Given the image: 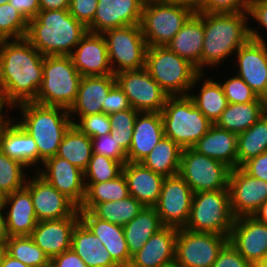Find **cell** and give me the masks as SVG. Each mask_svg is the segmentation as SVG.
Masks as SVG:
<instances>
[{
  "label": "cell",
  "mask_w": 267,
  "mask_h": 267,
  "mask_svg": "<svg viewBox=\"0 0 267 267\" xmlns=\"http://www.w3.org/2000/svg\"><path fill=\"white\" fill-rule=\"evenodd\" d=\"M43 63L44 56L26 38L0 40V92L11 108L36 99Z\"/></svg>",
  "instance_id": "obj_1"
},
{
  "label": "cell",
  "mask_w": 267,
  "mask_h": 267,
  "mask_svg": "<svg viewBox=\"0 0 267 267\" xmlns=\"http://www.w3.org/2000/svg\"><path fill=\"white\" fill-rule=\"evenodd\" d=\"M88 32L68 9L40 10L28 23L26 39L43 55H70Z\"/></svg>",
  "instance_id": "obj_2"
},
{
  "label": "cell",
  "mask_w": 267,
  "mask_h": 267,
  "mask_svg": "<svg viewBox=\"0 0 267 267\" xmlns=\"http://www.w3.org/2000/svg\"><path fill=\"white\" fill-rule=\"evenodd\" d=\"M204 22V41L201 54V73L206 65L220 64L237 52L249 39L247 12L200 13Z\"/></svg>",
  "instance_id": "obj_3"
},
{
  "label": "cell",
  "mask_w": 267,
  "mask_h": 267,
  "mask_svg": "<svg viewBox=\"0 0 267 267\" xmlns=\"http://www.w3.org/2000/svg\"><path fill=\"white\" fill-rule=\"evenodd\" d=\"M22 120L18 124L32 136L43 162L57 154L65 133L73 125L69 110L60 106H46L35 102L18 104Z\"/></svg>",
  "instance_id": "obj_4"
},
{
  "label": "cell",
  "mask_w": 267,
  "mask_h": 267,
  "mask_svg": "<svg viewBox=\"0 0 267 267\" xmlns=\"http://www.w3.org/2000/svg\"><path fill=\"white\" fill-rule=\"evenodd\" d=\"M145 68L169 96L189 95L188 90L204 75L167 46L148 47Z\"/></svg>",
  "instance_id": "obj_5"
},
{
  "label": "cell",
  "mask_w": 267,
  "mask_h": 267,
  "mask_svg": "<svg viewBox=\"0 0 267 267\" xmlns=\"http://www.w3.org/2000/svg\"><path fill=\"white\" fill-rule=\"evenodd\" d=\"M165 137L182 149L192 148L213 123L207 119L187 96H169L161 111Z\"/></svg>",
  "instance_id": "obj_6"
},
{
  "label": "cell",
  "mask_w": 267,
  "mask_h": 267,
  "mask_svg": "<svg viewBox=\"0 0 267 267\" xmlns=\"http://www.w3.org/2000/svg\"><path fill=\"white\" fill-rule=\"evenodd\" d=\"M81 78L69 55L44 56L42 85L33 102L69 110L76 101Z\"/></svg>",
  "instance_id": "obj_7"
},
{
  "label": "cell",
  "mask_w": 267,
  "mask_h": 267,
  "mask_svg": "<svg viewBox=\"0 0 267 267\" xmlns=\"http://www.w3.org/2000/svg\"><path fill=\"white\" fill-rule=\"evenodd\" d=\"M194 12L171 0H146L140 26L147 46H166Z\"/></svg>",
  "instance_id": "obj_8"
},
{
  "label": "cell",
  "mask_w": 267,
  "mask_h": 267,
  "mask_svg": "<svg viewBox=\"0 0 267 267\" xmlns=\"http://www.w3.org/2000/svg\"><path fill=\"white\" fill-rule=\"evenodd\" d=\"M235 217L228 189L193 194L190 216L185 229L229 236Z\"/></svg>",
  "instance_id": "obj_9"
},
{
  "label": "cell",
  "mask_w": 267,
  "mask_h": 267,
  "mask_svg": "<svg viewBox=\"0 0 267 267\" xmlns=\"http://www.w3.org/2000/svg\"><path fill=\"white\" fill-rule=\"evenodd\" d=\"M113 74L145 67L147 43L140 24L110 29L102 33ZM117 62V65L115 66Z\"/></svg>",
  "instance_id": "obj_10"
},
{
  "label": "cell",
  "mask_w": 267,
  "mask_h": 267,
  "mask_svg": "<svg viewBox=\"0 0 267 267\" xmlns=\"http://www.w3.org/2000/svg\"><path fill=\"white\" fill-rule=\"evenodd\" d=\"M230 171L225 163L193 148L182 149L179 175L194 193L228 189Z\"/></svg>",
  "instance_id": "obj_11"
},
{
  "label": "cell",
  "mask_w": 267,
  "mask_h": 267,
  "mask_svg": "<svg viewBox=\"0 0 267 267\" xmlns=\"http://www.w3.org/2000/svg\"><path fill=\"white\" fill-rule=\"evenodd\" d=\"M228 237L178 228L175 263L180 267H212Z\"/></svg>",
  "instance_id": "obj_12"
},
{
  "label": "cell",
  "mask_w": 267,
  "mask_h": 267,
  "mask_svg": "<svg viewBox=\"0 0 267 267\" xmlns=\"http://www.w3.org/2000/svg\"><path fill=\"white\" fill-rule=\"evenodd\" d=\"M116 83L138 112H161L169 95L150 76L146 68L115 74Z\"/></svg>",
  "instance_id": "obj_13"
},
{
  "label": "cell",
  "mask_w": 267,
  "mask_h": 267,
  "mask_svg": "<svg viewBox=\"0 0 267 267\" xmlns=\"http://www.w3.org/2000/svg\"><path fill=\"white\" fill-rule=\"evenodd\" d=\"M194 192L179 175L165 177L154 206L164 226L184 228L188 222Z\"/></svg>",
  "instance_id": "obj_14"
},
{
  "label": "cell",
  "mask_w": 267,
  "mask_h": 267,
  "mask_svg": "<svg viewBox=\"0 0 267 267\" xmlns=\"http://www.w3.org/2000/svg\"><path fill=\"white\" fill-rule=\"evenodd\" d=\"M228 241L253 267L267 258V224L253 216L235 218Z\"/></svg>",
  "instance_id": "obj_15"
},
{
  "label": "cell",
  "mask_w": 267,
  "mask_h": 267,
  "mask_svg": "<svg viewBox=\"0 0 267 267\" xmlns=\"http://www.w3.org/2000/svg\"><path fill=\"white\" fill-rule=\"evenodd\" d=\"M228 188L235 218L253 216L267 200V182L250 176L241 167L231 169Z\"/></svg>",
  "instance_id": "obj_16"
},
{
  "label": "cell",
  "mask_w": 267,
  "mask_h": 267,
  "mask_svg": "<svg viewBox=\"0 0 267 267\" xmlns=\"http://www.w3.org/2000/svg\"><path fill=\"white\" fill-rule=\"evenodd\" d=\"M253 29L249 27L250 39L236 52L239 66L236 75L259 97L267 82V45L258 31Z\"/></svg>",
  "instance_id": "obj_17"
},
{
  "label": "cell",
  "mask_w": 267,
  "mask_h": 267,
  "mask_svg": "<svg viewBox=\"0 0 267 267\" xmlns=\"http://www.w3.org/2000/svg\"><path fill=\"white\" fill-rule=\"evenodd\" d=\"M38 221L80 216L79 208L38 173L25 184Z\"/></svg>",
  "instance_id": "obj_18"
},
{
  "label": "cell",
  "mask_w": 267,
  "mask_h": 267,
  "mask_svg": "<svg viewBox=\"0 0 267 267\" xmlns=\"http://www.w3.org/2000/svg\"><path fill=\"white\" fill-rule=\"evenodd\" d=\"M43 165L45 171L36 173L80 208L86 195L84 172L56 155L46 159Z\"/></svg>",
  "instance_id": "obj_19"
},
{
  "label": "cell",
  "mask_w": 267,
  "mask_h": 267,
  "mask_svg": "<svg viewBox=\"0 0 267 267\" xmlns=\"http://www.w3.org/2000/svg\"><path fill=\"white\" fill-rule=\"evenodd\" d=\"M145 0H98L92 23L87 27L91 33H100L141 23Z\"/></svg>",
  "instance_id": "obj_20"
},
{
  "label": "cell",
  "mask_w": 267,
  "mask_h": 267,
  "mask_svg": "<svg viewBox=\"0 0 267 267\" xmlns=\"http://www.w3.org/2000/svg\"><path fill=\"white\" fill-rule=\"evenodd\" d=\"M76 46L69 56L82 77L113 74L102 34L88 31Z\"/></svg>",
  "instance_id": "obj_21"
},
{
  "label": "cell",
  "mask_w": 267,
  "mask_h": 267,
  "mask_svg": "<svg viewBox=\"0 0 267 267\" xmlns=\"http://www.w3.org/2000/svg\"><path fill=\"white\" fill-rule=\"evenodd\" d=\"M80 216L38 221L30 237L51 260L71 248L72 233Z\"/></svg>",
  "instance_id": "obj_22"
},
{
  "label": "cell",
  "mask_w": 267,
  "mask_h": 267,
  "mask_svg": "<svg viewBox=\"0 0 267 267\" xmlns=\"http://www.w3.org/2000/svg\"><path fill=\"white\" fill-rule=\"evenodd\" d=\"M178 228L164 226L132 256L129 267H162L175 262Z\"/></svg>",
  "instance_id": "obj_23"
},
{
  "label": "cell",
  "mask_w": 267,
  "mask_h": 267,
  "mask_svg": "<svg viewBox=\"0 0 267 267\" xmlns=\"http://www.w3.org/2000/svg\"><path fill=\"white\" fill-rule=\"evenodd\" d=\"M164 136L161 112H139L127 152L128 162H141Z\"/></svg>",
  "instance_id": "obj_24"
},
{
  "label": "cell",
  "mask_w": 267,
  "mask_h": 267,
  "mask_svg": "<svg viewBox=\"0 0 267 267\" xmlns=\"http://www.w3.org/2000/svg\"><path fill=\"white\" fill-rule=\"evenodd\" d=\"M80 220L97 236L120 267H129V254L123 227L95 217L89 210H79Z\"/></svg>",
  "instance_id": "obj_25"
},
{
  "label": "cell",
  "mask_w": 267,
  "mask_h": 267,
  "mask_svg": "<svg viewBox=\"0 0 267 267\" xmlns=\"http://www.w3.org/2000/svg\"><path fill=\"white\" fill-rule=\"evenodd\" d=\"M129 194L143 206L154 207L160 197L164 176L153 172L141 162H126L123 165Z\"/></svg>",
  "instance_id": "obj_26"
},
{
  "label": "cell",
  "mask_w": 267,
  "mask_h": 267,
  "mask_svg": "<svg viewBox=\"0 0 267 267\" xmlns=\"http://www.w3.org/2000/svg\"><path fill=\"white\" fill-rule=\"evenodd\" d=\"M114 74L103 76H85L79 83L76 101L69 109V114L87 116L103 112L102 103L109 91L116 85Z\"/></svg>",
  "instance_id": "obj_27"
},
{
  "label": "cell",
  "mask_w": 267,
  "mask_h": 267,
  "mask_svg": "<svg viewBox=\"0 0 267 267\" xmlns=\"http://www.w3.org/2000/svg\"><path fill=\"white\" fill-rule=\"evenodd\" d=\"M10 204L5 220L7 233L12 236H30L38 223L30 192L24 187L7 194L4 207Z\"/></svg>",
  "instance_id": "obj_28"
},
{
  "label": "cell",
  "mask_w": 267,
  "mask_h": 267,
  "mask_svg": "<svg viewBox=\"0 0 267 267\" xmlns=\"http://www.w3.org/2000/svg\"><path fill=\"white\" fill-rule=\"evenodd\" d=\"M203 41L204 22L194 12L166 46L180 57L188 60L201 73Z\"/></svg>",
  "instance_id": "obj_29"
},
{
  "label": "cell",
  "mask_w": 267,
  "mask_h": 267,
  "mask_svg": "<svg viewBox=\"0 0 267 267\" xmlns=\"http://www.w3.org/2000/svg\"><path fill=\"white\" fill-rule=\"evenodd\" d=\"M0 150L26 167L39 164V153L34 139L17 122L12 123L11 119L0 129Z\"/></svg>",
  "instance_id": "obj_30"
},
{
  "label": "cell",
  "mask_w": 267,
  "mask_h": 267,
  "mask_svg": "<svg viewBox=\"0 0 267 267\" xmlns=\"http://www.w3.org/2000/svg\"><path fill=\"white\" fill-rule=\"evenodd\" d=\"M198 153L237 168V134L213 124L192 147Z\"/></svg>",
  "instance_id": "obj_31"
},
{
  "label": "cell",
  "mask_w": 267,
  "mask_h": 267,
  "mask_svg": "<svg viewBox=\"0 0 267 267\" xmlns=\"http://www.w3.org/2000/svg\"><path fill=\"white\" fill-rule=\"evenodd\" d=\"M71 248L87 267H120L101 240L81 220L73 230Z\"/></svg>",
  "instance_id": "obj_32"
},
{
  "label": "cell",
  "mask_w": 267,
  "mask_h": 267,
  "mask_svg": "<svg viewBox=\"0 0 267 267\" xmlns=\"http://www.w3.org/2000/svg\"><path fill=\"white\" fill-rule=\"evenodd\" d=\"M163 227L156 208L144 206L137 216L123 226L130 256L137 253Z\"/></svg>",
  "instance_id": "obj_33"
},
{
  "label": "cell",
  "mask_w": 267,
  "mask_h": 267,
  "mask_svg": "<svg viewBox=\"0 0 267 267\" xmlns=\"http://www.w3.org/2000/svg\"><path fill=\"white\" fill-rule=\"evenodd\" d=\"M182 148L171 138L163 137L141 163L164 177L179 174Z\"/></svg>",
  "instance_id": "obj_34"
},
{
  "label": "cell",
  "mask_w": 267,
  "mask_h": 267,
  "mask_svg": "<svg viewBox=\"0 0 267 267\" xmlns=\"http://www.w3.org/2000/svg\"><path fill=\"white\" fill-rule=\"evenodd\" d=\"M262 115L260 101L228 103L215 124L238 135L249 129Z\"/></svg>",
  "instance_id": "obj_35"
},
{
  "label": "cell",
  "mask_w": 267,
  "mask_h": 267,
  "mask_svg": "<svg viewBox=\"0 0 267 267\" xmlns=\"http://www.w3.org/2000/svg\"><path fill=\"white\" fill-rule=\"evenodd\" d=\"M92 153V139L83 134L75 125H72L65 133L56 156L66 159L84 171Z\"/></svg>",
  "instance_id": "obj_36"
},
{
  "label": "cell",
  "mask_w": 267,
  "mask_h": 267,
  "mask_svg": "<svg viewBox=\"0 0 267 267\" xmlns=\"http://www.w3.org/2000/svg\"><path fill=\"white\" fill-rule=\"evenodd\" d=\"M267 151V115L237 135V167Z\"/></svg>",
  "instance_id": "obj_37"
},
{
  "label": "cell",
  "mask_w": 267,
  "mask_h": 267,
  "mask_svg": "<svg viewBox=\"0 0 267 267\" xmlns=\"http://www.w3.org/2000/svg\"><path fill=\"white\" fill-rule=\"evenodd\" d=\"M85 188V199L79 210L90 211L98 203L119 201L130 196L128 184L123 173L106 182H85Z\"/></svg>",
  "instance_id": "obj_38"
},
{
  "label": "cell",
  "mask_w": 267,
  "mask_h": 267,
  "mask_svg": "<svg viewBox=\"0 0 267 267\" xmlns=\"http://www.w3.org/2000/svg\"><path fill=\"white\" fill-rule=\"evenodd\" d=\"M203 82L199 95L189 94L188 96L200 109L201 113L215 124L222 112L226 109L228 101L223 92L221 83H217L211 80V78Z\"/></svg>",
  "instance_id": "obj_39"
},
{
  "label": "cell",
  "mask_w": 267,
  "mask_h": 267,
  "mask_svg": "<svg viewBox=\"0 0 267 267\" xmlns=\"http://www.w3.org/2000/svg\"><path fill=\"white\" fill-rule=\"evenodd\" d=\"M143 205L131 195L119 201L96 204L90 212L99 219L124 226L143 209Z\"/></svg>",
  "instance_id": "obj_40"
},
{
  "label": "cell",
  "mask_w": 267,
  "mask_h": 267,
  "mask_svg": "<svg viewBox=\"0 0 267 267\" xmlns=\"http://www.w3.org/2000/svg\"><path fill=\"white\" fill-rule=\"evenodd\" d=\"M5 251L13 258L30 267H43L51 261L30 236L9 237Z\"/></svg>",
  "instance_id": "obj_41"
},
{
  "label": "cell",
  "mask_w": 267,
  "mask_h": 267,
  "mask_svg": "<svg viewBox=\"0 0 267 267\" xmlns=\"http://www.w3.org/2000/svg\"><path fill=\"white\" fill-rule=\"evenodd\" d=\"M29 21L9 2L0 5V40L25 38Z\"/></svg>",
  "instance_id": "obj_42"
},
{
  "label": "cell",
  "mask_w": 267,
  "mask_h": 267,
  "mask_svg": "<svg viewBox=\"0 0 267 267\" xmlns=\"http://www.w3.org/2000/svg\"><path fill=\"white\" fill-rule=\"evenodd\" d=\"M123 165L109 157L92 153L91 159L84 172L87 183H100L115 179L122 173Z\"/></svg>",
  "instance_id": "obj_43"
},
{
  "label": "cell",
  "mask_w": 267,
  "mask_h": 267,
  "mask_svg": "<svg viewBox=\"0 0 267 267\" xmlns=\"http://www.w3.org/2000/svg\"><path fill=\"white\" fill-rule=\"evenodd\" d=\"M138 113L137 110L130 108L108 115L111 125L110 134L126 152L130 149Z\"/></svg>",
  "instance_id": "obj_44"
},
{
  "label": "cell",
  "mask_w": 267,
  "mask_h": 267,
  "mask_svg": "<svg viewBox=\"0 0 267 267\" xmlns=\"http://www.w3.org/2000/svg\"><path fill=\"white\" fill-rule=\"evenodd\" d=\"M24 166L21 162L8 157L0 150V187L7 193H13L25 187Z\"/></svg>",
  "instance_id": "obj_45"
},
{
  "label": "cell",
  "mask_w": 267,
  "mask_h": 267,
  "mask_svg": "<svg viewBox=\"0 0 267 267\" xmlns=\"http://www.w3.org/2000/svg\"><path fill=\"white\" fill-rule=\"evenodd\" d=\"M228 103H250L259 101L257 94L239 76L229 77L221 84Z\"/></svg>",
  "instance_id": "obj_46"
},
{
  "label": "cell",
  "mask_w": 267,
  "mask_h": 267,
  "mask_svg": "<svg viewBox=\"0 0 267 267\" xmlns=\"http://www.w3.org/2000/svg\"><path fill=\"white\" fill-rule=\"evenodd\" d=\"M73 125L90 138L102 136L111 131L109 116L103 112L82 116L79 123L73 120Z\"/></svg>",
  "instance_id": "obj_47"
},
{
  "label": "cell",
  "mask_w": 267,
  "mask_h": 267,
  "mask_svg": "<svg viewBox=\"0 0 267 267\" xmlns=\"http://www.w3.org/2000/svg\"><path fill=\"white\" fill-rule=\"evenodd\" d=\"M93 153L104 155L124 165L127 160V152L111 136L110 133L91 138Z\"/></svg>",
  "instance_id": "obj_48"
},
{
  "label": "cell",
  "mask_w": 267,
  "mask_h": 267,
  "mask_svg": "<svg viewBox=\"0 0 267 267\" xmlns=\"http://www.w3.org/2000/svg\"><path fill=\"white\" fill-rule=\"evenodd\" d=\"M250 0H203L200 13H237L247 12Z\"/></svg>",
  "instance_id": "obj_49"
},
{
  "label": "cell",
  "mask_w": 267,
  "mask_h": 267,
  "mask_svg": "<svg viewBox=\"0 0 267 267\" xmlns=\"http://www.w3.org/2000/svg\"><path fill=\"white\" fill-rule=\"evenodd\" d=\"M98 0H70L69 13L86 28L92 23Z\"/></svg>",
  "instance_id": "obj_50"
},
{
  "label": "cell",
  "mask_w": 267,
  "mask_h": 267,
  "mask_svg": "<svg viewBox=\"0 0 267 267\" xmlns=\"http://www.w3.org/2000/svg\"><path fill=\"white\" fill-rule=\"evenodd\" d=\"M212 267H253L228 241Z\"/></svg>",
  "instance_id": "obj_51"
},
{
  "label": "cell",
  "mask_w": 267,
  "mask_h": 267,
  "mask_svg": "<svg viewBox=\"0 0 267 267\" xmlns=\"http://www.w3.org/2000/svg\"><path fill=\"white\" fill-rule=\"evenodd\" d=\"M103 113L110 115L132 108L124 91L116 84L105 97L102 103Z\"/></svg>",
  "instance_id": "obj_52"
},
{
  "label": "cell",
  "mask_w": 267,
  "mask_h": 267,
  "mask_svg": "<svg viewBox=\"0 0 267 267\" xmlns=\"http://www.w3.org/2000/svg\"><path fill=\"white\" fill-rule=\"evenodd\" d=\"M241 168L250 176L267 182V151L249 159Z\"/></svg>",
  "instance_id": "obj_53"
},
{
  "label": "cell",
  "mask_w": 267,
  "mask_h": 267,
  "mask_svg": "<svg viewBox=\"0 0 267 267\" xmlns=\"http://www.w3.org/2000/svg\"><path fill=\"white\" fill-rule=\"evenodd\" d=\"M50 262L54 267H87L72 248L53 257Z\"/></svg>",
  "instance_id": "obj_54"
},
{
  "label": "cell",
  "mask_w": 267,
  "mask_h": 267,
  "mask_svg": "<svg viewBox=\"0 0 267 267\" xmlns=\"http://www.w3.org/2000/svg\"><path fill=\"white\" fill-rule=\"evenodd\" d=\"M9 3L28 21L35 18L40 11L39 0H9Z\"/></svg>",
  "instance_id": "obj_55"
},
{
  "label": "cell",
  "mask_w": 267,
  "mask_h": 267,
  "mask_svg": "<svg viewBox=\"0 0 267 267\" xmlns=\"http://www.w3.org/2000/svg\"><path fill=\"white\" fill-rule=\"evenodd\" d=\"M247 13L267 29V0H250Z\"/></svg>",
  "instance_id": "obj_56"
},
{
  "label": "cell",
  "mask_w": 267,
  "mask_h": 267,
  "mask_svg": "<svg viewBox=\"0 0 267 267\" xmlns=\"http://www.w3.org/2000/svg\"><path fill=\"white\" fill-rule=\"evenodd\" d=\"M40 10L69 9L70 0H39Z\"/></svg>",
  "instance_id": "obj_57"
},
{
  "label": "cell",
  "mask_w": 267,
  "mask_h": 267,
  "mask_svg": "<svg viewBox=\"0 0 267 267\" xmlns=\"http://www.w3.org/2000/svg\"><path fill=\"white\" fill-rule=\"evenodd\" d=\"M0 267H30V266L22 263L18 259L13 258L5 251L1 258Z\"/></svg>",
  "instance_id": "obj_58"
},
{
  "label": "cell",
  "mask_w": 267,
  "mask_h": 267,
  "mask_svg": "<svg viewBox=\"0 0 267 267\" xmlns=\"http://www.w3.org/2000/svg\"><path fill=\"white\" fill-rule=\"evenodd\" d=\"M4 209V205H0V244L6 246L9 235L7 233L5 215L2 213Z\"/></svg>",
  "instance_id": "obj_59"
},
{
  "label": "cell",
  "mask_w": 267,
  "mask_h": 267,
  "mask_svg": "<svg viewBox=\"0 0 267 267\" xmlns=\"http://www.w3.org/2000/svg\"><path fill=\"white\" fill-rule=\"evenodd\" d=\"M258 221L267 224V200L253 214Z\"/></svg>",
  "instance_id": "obj_60"
},
{
  "label": "cell",
  "mask_w": 267,
  "mask_h": 267,
  "mask_svg": "<svg viewBox=\"0 0 267 267\" xmlns=\"http://www.w3.org/2000/svg\"><path fill=\"white\" fill-rule=\"evenodd\" d=\"M5 105L8 107H11L10 104L6 101L5 96L0 92V129L3 128L9 121L10 119L6 120L4 119L3 109L5 108Z\"/></svg>",
  "instance_id": "obj_61"
},
{
  "label": "cell",
  "mask_w": 267,
  "mask_h": 267,
  "mask_svg": "<svg viewBox=\"0 0 267 267\" xmlns=\"http://www.w3.org/2000/svg\"><path fill=\"white\" fill-rule=\"evenodd\" d=\"M179 4L187 5L191 7L194 11H197L202 4L203 0H171Z\"/></svg>",
  "instance_id": "obj_62"
},
{
  "label": "cell",
  "mask_w": 267,
  "mask_h": 267,
  "mask_svg": "<svg viewBox=\"0 0 267 267\" xmlns=\"http://www.w3.org/2000/svg\"><path fill=\"white\" fill-rule=\"evenodd\" d=\"M259 101L264 115H267V82L264 91L259 95Z\"/></svg>",
  "instance_id": "obj_63"
},
{
  "label": "cell",
  "mask_w": 267,
  "mask_h": 267,
  "mask_svg": "<svg viewBox=\"0 0 267 267\" xmlns=\"http://www.w3.org/2000/svg\"><path fill=\"white\" fill-rule=\"evenodd\" d=\"M7 199V193L0 187V205H4Z\"/></svg>",
  "instance_id": "obj_64"
},
{
  "label": "cell",
  "mask_w": 267,
  "mask_h": 267,
  "mask_svg": "<svg viewBox=\"0 0 267 267\" xmlns=\"http://www.w3.org/2000/svg\"><path fill=\"white\" fill-rule=\"evenodd\" d=\"M4 252H5V246L0 244V262H1V258H2L3 254H4Z\"/></svg>",
  "instance_id": "obj_65"
},
{
  "label": "cell",
  "mask_w": 267,
  "mask_h": 267,
  "mask_svg": "<svg viewBox=\"0 0 267 267\" xmlns=\"http://www.w3.org/2000/svg\"><path fill=\"white\" fill-rule=\"evenodd\" d=\"M257 267H267V258L263 260Z\"/></svg>",
  "instance_id": "obj_66"
},
{
  "label": "cell",
  "mask_w": 267,
  "mask_h": 267,
  "mask_svg": "<svg viewBox=\"0 0 267 267\" xmlns=\"http://www.w3.org/2000/svg\"><path fill=\"white\" fill-rule=\"evenodd\" d=\"M162 267H180L178 264H176L175 262L168 264L166 266H162Z\"/></svg>",
  "instance_id": "obj_67"
},
{
  "label": "cell",
  "mask_w": 267,
  "mask_h": 267,
  "mask_svg": "<svg viewBox=\"0 0 267 267\" xmlns=\"http://www.w3.org/2000/svg\"><path fill=\"white\" fill-rule=\"evenodd\" d=\"M9 0H0V5H2L3 3H8Z\"/></svg>",
  "instance_id": "obj_68"
},
{
  "label": "cell",
  "mask_w": 267,
  "mask_h": 267,
  "mask_svg": "<svg viewBox=\"0 0 267 267\" xmlns=\"http://www.w3.org/2000/svg\"><path fill=\"white\" fill-rule=\"evenodd\" d=\"M43 267H54L52 264H51V262L48 264V265H46V266H43Z\"/></svg>",
  "instance_id": "obj_69"
}]
</instances>
